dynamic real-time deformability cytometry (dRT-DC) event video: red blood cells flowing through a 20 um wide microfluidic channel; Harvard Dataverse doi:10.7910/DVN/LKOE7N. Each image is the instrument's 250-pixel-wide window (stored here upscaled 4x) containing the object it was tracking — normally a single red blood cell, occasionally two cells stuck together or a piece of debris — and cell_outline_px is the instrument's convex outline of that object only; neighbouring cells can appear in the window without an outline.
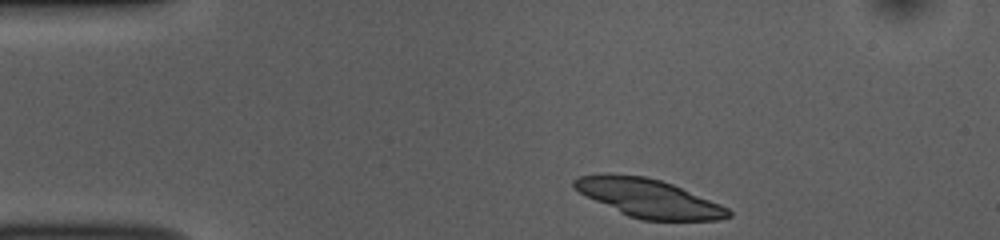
{"species": "common noctule bat (a hibernating species)", "species_latin": "Nyctalus noctula", "temperature_condition": "room temperature", "stored_images_in_passage": 44, "camera_frame_rate_fps": 3000, "um_per_image_px": 0.085, "animal": {"sex": "female", "body_mass_g": 10.0, "forearm_length_mm": 53.1}, "frame": {"image": 1, "passage_image": 1, "time_ms": 0.0, "image_size_px": [1000, 240], "cell_outline_px": [[732, 216], [720, 220], [640, 220], [628, 216], [580, 192], [572, 184], [572, 180], [580, 176], [604, 172], [644, 176], [660, 180], [672, 184], [720, 204], [728, 208], [732, 212]], "centroid_in_image_um": [55.14, 16.83], "position_along_channel_um": 29.9, "area_um2": 34.22}}